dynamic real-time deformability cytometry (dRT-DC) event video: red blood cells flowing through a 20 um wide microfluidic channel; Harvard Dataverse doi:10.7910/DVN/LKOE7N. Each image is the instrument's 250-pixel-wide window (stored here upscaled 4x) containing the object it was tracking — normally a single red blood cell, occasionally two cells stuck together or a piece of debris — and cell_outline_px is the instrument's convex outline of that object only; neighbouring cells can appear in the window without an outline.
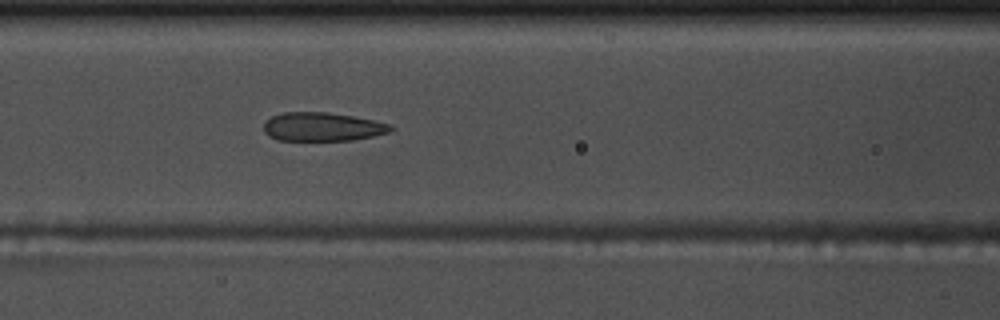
{"species": "common noctule bat (a hibernating species)", "species_latin": "Nyctalus noctula", "temperature_condition": "warm", "stored_images_in_passage": 55, "camera_frame_rate_fps": 3000, "um_per_image_px": 0.085, "animal": {"sex": "male", "body_mass_g": 17.5, "forearm_length_mm": 52.3}, "frame": {"image": 1, "passage_image": 24, "time_ms": 7.667, "image_size_px": [1000, 320], "cell_outline_px": [[396, 128], [388, 132], [372, 136], [352, 140], [280, 140], [268, 136], [264, 132], [264, 124], [272, 116], [284, 112], [328, 112], [376, 120], [392, 124]], "centroid_in_image_um": [27.44, 10.77], "position_along_channel_um": 139.2, "area_um2": 21.21}}
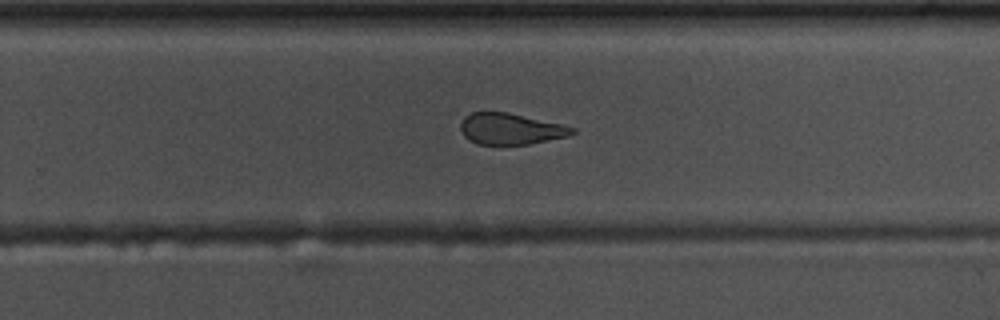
{"frame": {"image": 2, "passage_image": 36, "time_ms": 11.667, "image_size_px": [1000, 320], "cell_outline_px": [[576, 132], [568, 136], [528, 144], [476, 144], [468, 140], [464, 136], [460, 128], [460, 124], [464, 116], [472, 112], [508, 112], [564, 124], [576, 128]], "centroid_in_image_um": [43.4, 10.94], "position_along_channel_um": 286.4, "area_um2": 20.46}}
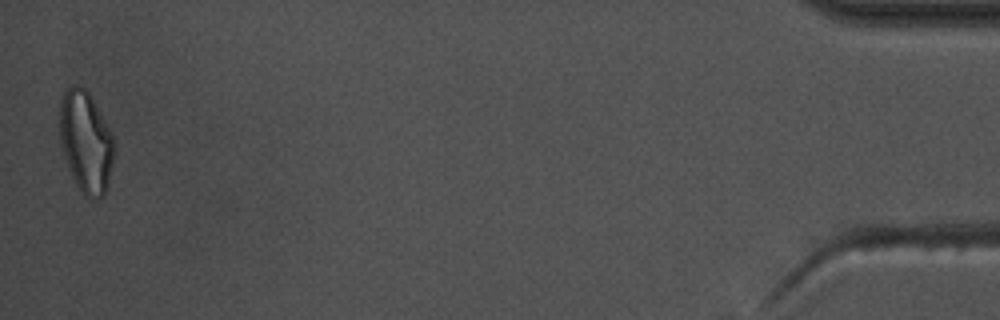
{"frame": {"image": 3, "passage_image": 55, "time_ms": 18.0, "image_size_px": [1000, 320], "cell_outline_px": [[116, 148], [104, 196], [100, 200], [92, 200], [84, 196], [80, 192], [68, 168], [60, 144], [60, 96], [72, 84], [80, 84], [92, 96], [116, 144]], "centroid_in_image_um": [7.29, 12.07], "position_along_channel_um": 427.9, "area_um2": 32.6}, "authors_computed_cell_mechanics": {"area_um2": 23.1778, "velocity_mm_per_s": 3.697, "shape_relaxation_time_tau1_ms": null, "shape_relaxation_time_tau2_ms": 1.7776, "deformation_change_tau1": null, "deformation_change_tau2": 0.09}}